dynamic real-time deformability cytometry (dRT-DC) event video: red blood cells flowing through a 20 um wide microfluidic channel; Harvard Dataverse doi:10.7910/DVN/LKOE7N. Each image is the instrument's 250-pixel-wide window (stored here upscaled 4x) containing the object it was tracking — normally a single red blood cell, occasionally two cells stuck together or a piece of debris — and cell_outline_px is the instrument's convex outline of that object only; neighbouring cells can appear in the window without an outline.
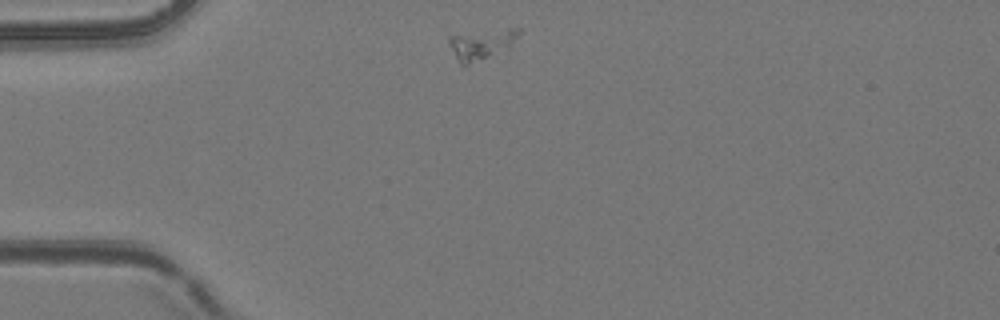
{"species": "common noctule bat (a hibernating species)", "species_latin": "Nyctalus noctula", "temperature_condition": "room temperature", "stored_images_in_passage": 39, "camera_frame_rate_fps": 3000, "um_per_image_px": 0.085, "animal": {"sex": "female", "body_mass_g": 24.6, "forearm_length_mm": 56.2}, "frame": {"image": 1, "passage_image": 1, "time_ms": 0.0, "image_size_px": [1000, 320], "cell_outline_px": [[520, 32], [508, 52], [468, 64], [460, 64], [448, 44], [448, 36], [512, 28], [520, 28]], "centroid_in_image_um": [40.98, 3.79], "position_along_channel_um": 44.0, "area_um2": 12.37}}
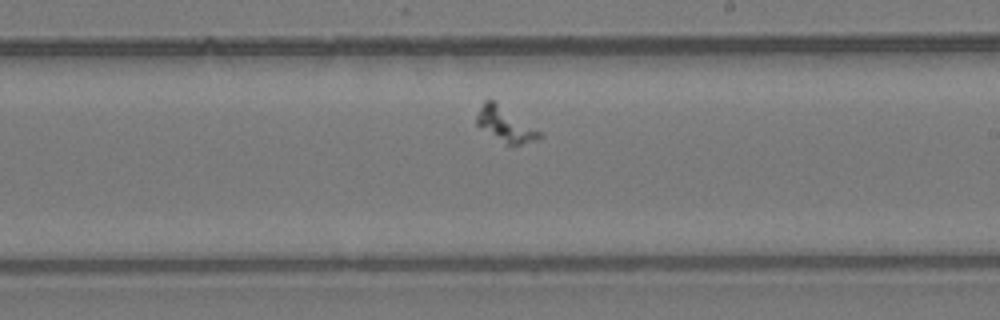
{"frame": {"image": 2, "passage_image": 19, "time_ms": 6.0, "image_size_px": [1000, 320], "cell_outline_px": [[544, 136], [536, 140], [520, 144], [508, 144], [476, 124], [476, 116], [484, 100], [488, 96], [540, 132]], "centroid_in_image_um": [42.93, 10.53], "position_along_channel_um": 246.1, "area_um2": 12.08}}
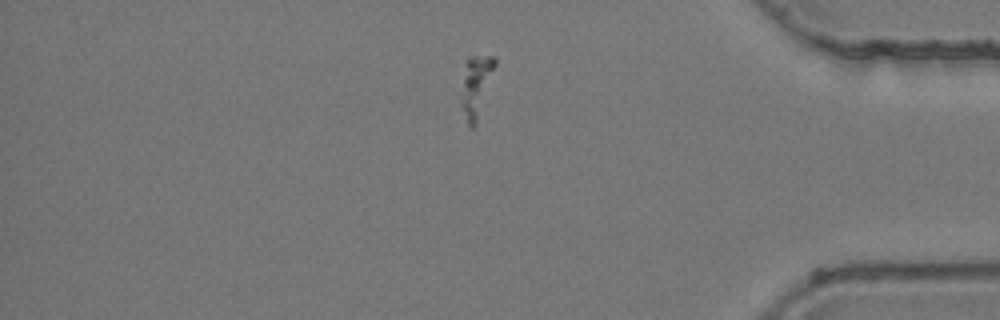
{"frame": {"image": 3, "passage_image": 33, "time_ms": 10.667, "image_size_px": [1000, 320], "cell_outline_px": [[496, 64], [476, 124], [472, 128], [468, 128], [460, 104], [460, 100], [464, 60], [468, 56], [492, 56], [496, 60]], "centroid_in_image_um": [40.41, 7.3], "position_along_channel_um": 394.8, "area_um2": 12.25}}